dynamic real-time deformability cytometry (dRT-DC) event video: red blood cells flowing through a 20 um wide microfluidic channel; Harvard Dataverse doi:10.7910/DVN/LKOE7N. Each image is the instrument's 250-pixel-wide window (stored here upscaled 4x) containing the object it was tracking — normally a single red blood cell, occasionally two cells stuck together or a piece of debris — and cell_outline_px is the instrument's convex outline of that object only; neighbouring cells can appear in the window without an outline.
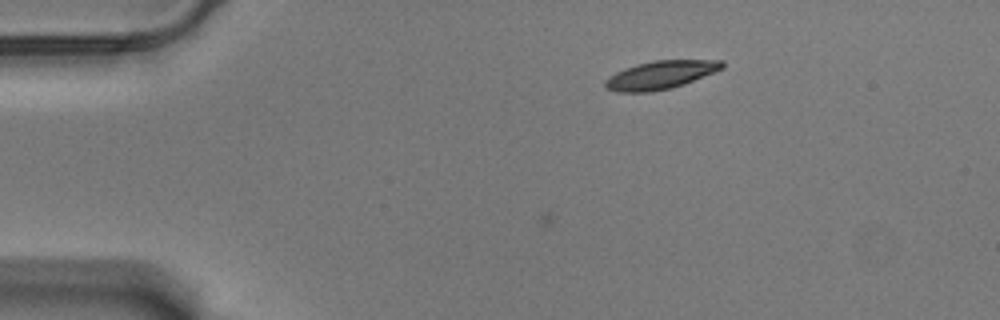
{"species": "Egyptian fruit bat (a non-hibernating species)", "species_latin": "Rousettus aegyptiacus", "temperature_condition": "warm", "stored_images_in_passage": 4, "camera_frame_rate_fps": 3000, "um_per_image_px": 0.085, "animal": {"sex": "male"}, "frame": {"image": 1, "passage_image": 4, "time_ms": 1.0, "image_size_px": [1000, 320], "cell_outline_px": [[724, 68], [684, 84], [672, 88], [652, 92], [620, 92], [604, 88], [604, 80], [608, 76], [624, 68], [636, 64], [652, 60], [724, 60]], "centroid_in_image_um": [56.11, 6.37], "position_along_channel_um": 28.9, "area_um2": 19.42}}